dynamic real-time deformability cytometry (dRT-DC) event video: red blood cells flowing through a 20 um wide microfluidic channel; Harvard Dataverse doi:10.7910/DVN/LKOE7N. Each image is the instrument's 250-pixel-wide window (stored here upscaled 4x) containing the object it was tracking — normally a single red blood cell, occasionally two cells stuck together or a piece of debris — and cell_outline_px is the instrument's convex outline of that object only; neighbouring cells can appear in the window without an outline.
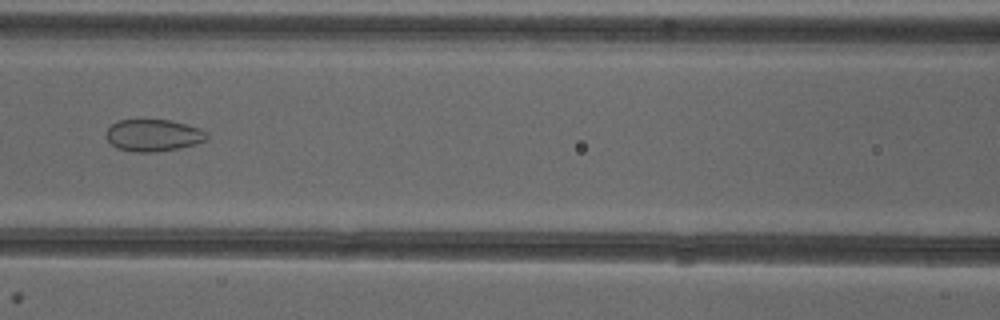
{"species": "common noctule bat (a hibernating species)", "species_latin": "Nyctalus noctula", "temperature_condition": "cold", "stored_images_in_passage": 51, "segment_of_instrument_passage": [2, 2], "camera_frame_rate_fps": 3000, "um_per_image_px": 0.085, "animal": {"sex": "female"}, "frame": {"image": 1, "passage_image": 23, "time_ms": 7.333, "image_size_px": [1000, 320], "cell_outline_px": [[208, 140], [196, 144], [180, 148], [152, 152], [136, 152], [116, 148], [104, 136], [104, 132], [116, 120], [168, 120], [200, 128], [208, 132]], "centroid_in_image_um": [13.03, 11.5], "position_along_channel_um": 153.6, "area_um2": 18.9}}
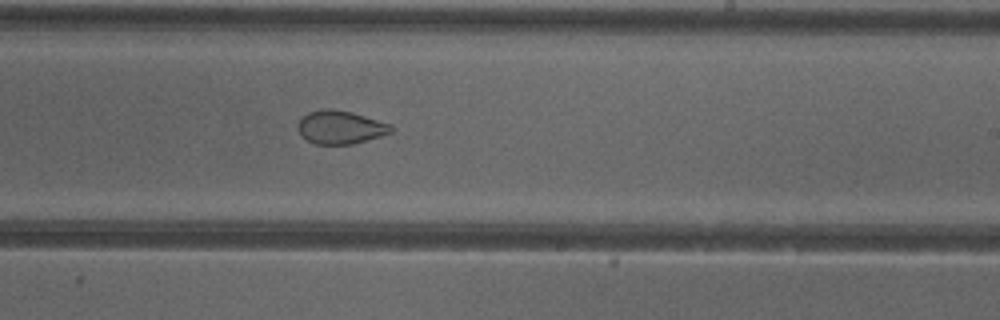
{"frame": {"image": 2, "passage_image": 31, "time_ms": 10.0, "image_size_px": [1000, 320], "cell_outline_px": [[396, 128], [392, 132], [380, 136], [352, 144], [316, 144], [308, 140], [296, 128], [296, 124], [308, 112], [324, 108], [332, 108], [352, 112], [392, 124]], "centroid_in_image_um": [28.96, 10.8], "position_along_channel_um": 260.0, "area_um2": 18.15}}
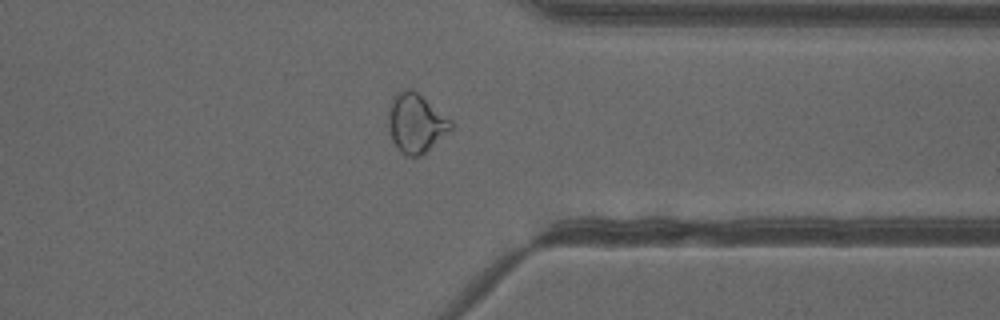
{"frame": {"image": 3, "passage_image": 40, "time_ms": 13.0, "image_size_px": [1000, 320], "cell_outline_px": [[452, 128], [420, 156], [408, 156], [400, 152], [392, 140], [388, 132], [388, 112], [392, 96], [396, 92], [408, 88], [412, 88], [452, 120]], "centroid_in_image_um": [35.31, 10.44], "position_along_channel_um": 376.1, "area_um2": 21.5}}